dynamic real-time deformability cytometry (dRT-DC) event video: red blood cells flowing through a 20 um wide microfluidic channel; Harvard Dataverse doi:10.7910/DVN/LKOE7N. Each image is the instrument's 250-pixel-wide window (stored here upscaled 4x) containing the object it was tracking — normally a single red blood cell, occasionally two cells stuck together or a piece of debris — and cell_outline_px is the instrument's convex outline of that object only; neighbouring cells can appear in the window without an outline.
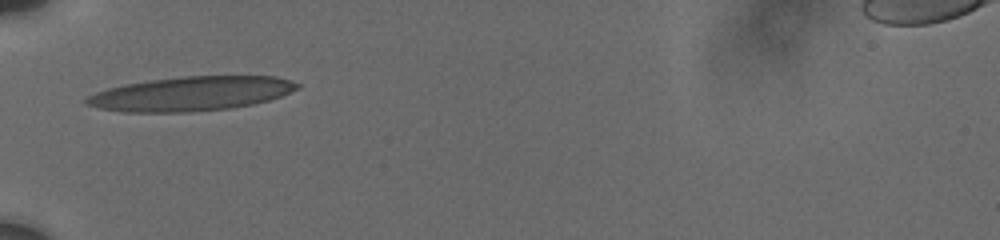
{"species": "human", "species_latin": "Homo sapiens", "temperature_condition": "cold", "stored_images_in_passage": 13, "camera_frame_rate_fps": 3000, "um_per_image_px": 0.085, "donor": {"sex": "male"}, "frame": {"image": 1, "passage_image": 1, "time_ms": 0.0, "image_size_px": [1000, 240], "cell_outline_px": [[300, 88], [280, 96], [268, 100], [252, 104], [228, 108], [188, 112], [124, 112], [100, 108], [84, 104], [84, 100], [88, 96], [96, 92], [108, 88], [128, 84], [152, 80], [184, 76], [276, 76], [300, 84]], "centroid_in_image_um": [16.24, 7.96], "position_along_channel_um": 68.8, "area_um2": 41.73}}
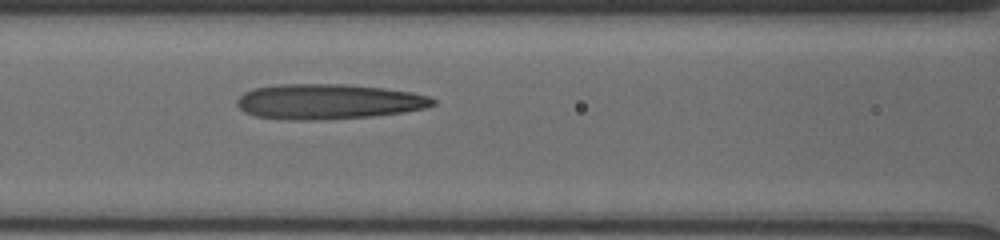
{"frame": {"image": 2, "passage_image": 7, "time_ms": 2.0, "image_size_px": [1000, 240], "cell_outline_px": [[436, 104], [424, 108], [404, 112], [372, 116], [316, 120], [292, 120], [256, 116], [244, 112], [236, 104], [236, 100], [244, 92], [252, 88], [280, 84], [344, 84], [384, 88], [412, 92], [428, 96], [436, 100]], "centroid_in_image_um": [27.9, 8.63], "position_along_channel_um": 138.7, "area_um2": 40.23}}
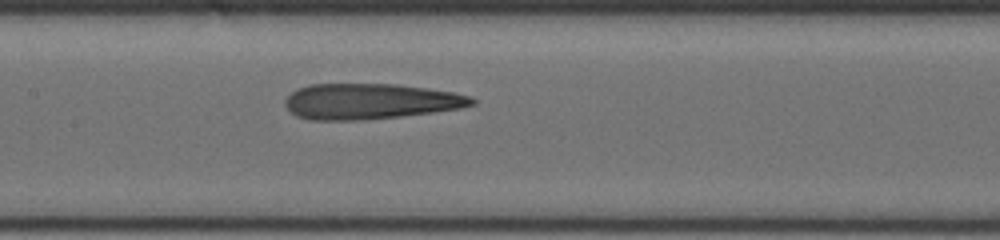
{"frame": {"image": 3, "passage_image": 12, "time_ms": 3.0, "image_size_px": [1000, 240], "cell_outline_px": [[476, 104], [460, 108], [432, 112], [400, 116], [364, 120], [308, 120], [296, 116], [284, 104], [284, 100], [292, 92], [308, 84], [396, 84], [428, 88], [452, 92], [472, 96], [476, 100]], "centroid_in_image_um": [31.47, 8.61], "position_along_channel_um": 175.9, "area_um2": 38.84}}